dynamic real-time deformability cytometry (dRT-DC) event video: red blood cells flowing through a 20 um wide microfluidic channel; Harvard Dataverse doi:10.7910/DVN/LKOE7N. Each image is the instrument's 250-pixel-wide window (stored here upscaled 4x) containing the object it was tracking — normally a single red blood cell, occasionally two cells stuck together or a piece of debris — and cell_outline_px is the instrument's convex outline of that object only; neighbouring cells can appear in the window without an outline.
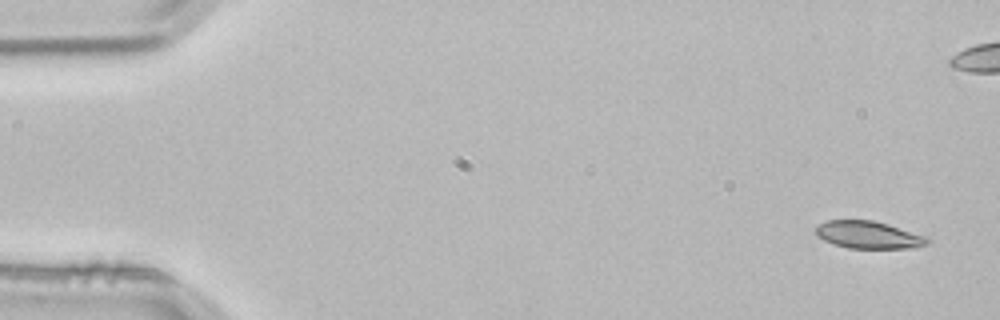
{"species": "common noctule bat (a hibernating species)", "species_latin": "Nyctalus noctula", "temperature_condition": "room temperature", "stored_images_in_passage": 4, "camera_frame_rate_fps": 3000, "um_per_image_px": 0.085, "animal": {"sex": "male", "body_mass_g": 21.5, "forearm_length_mm": 52.0}, "frame": {"image": 1, "passage_image": 1, "time_ms": 0.0, "image_size_px": [1000, 320], "cell_outline_px": [[932, 244], [916, 248], [848, 248], [832, 244], [816, 236], [812, 232], [820, 224], [828, 220], [872, 220], [888, 224], [928, 236], [932, 240]], "centroid_in_image_um": [73.88, 19.97], "position_along_channel_um": 11.1, "area_um2": 18.26}}